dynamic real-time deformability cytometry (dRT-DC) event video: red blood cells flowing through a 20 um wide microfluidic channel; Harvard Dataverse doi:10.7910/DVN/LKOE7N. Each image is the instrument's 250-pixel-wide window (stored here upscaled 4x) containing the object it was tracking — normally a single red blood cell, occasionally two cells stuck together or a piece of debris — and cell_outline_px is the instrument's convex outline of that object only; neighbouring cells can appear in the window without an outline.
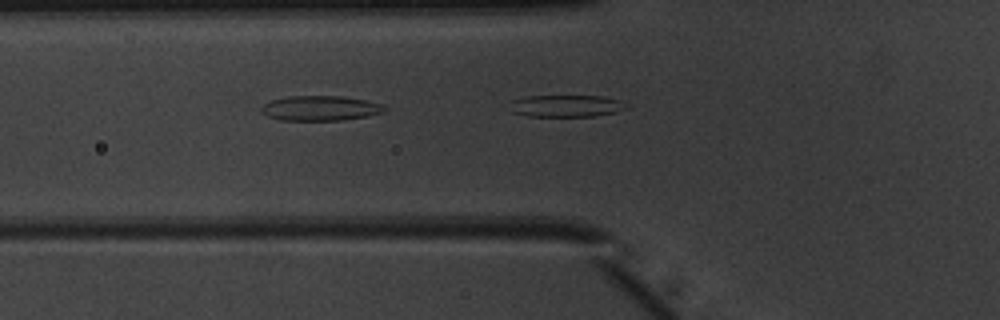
{"species": "common noctule bat (a hibernating species)", "species_latin": "Nyctalus noctula", "temperature_condition": "warm", "stored_images_in_passage": 5, "camera_frame_rate_fps": 3000, "um_per_image_px": 0.085, "animal": {"sex": "male", "body_mass_g": 20.1, "forearm_length_mm": 53.5}, "frame": {"image": 1, "passage_image": 5, "time_ms": 1.333, "image_size_px": [1000, 320], "cell_outline_px": [[628, 108], [616, 112], [596, 116], [528, 116], [512, 112], [512, 100], [524, 96], [604, 96], [624, 100]], "centroid_in_image_um": [48.2, 8.99], "position_along_channel_um": 77.6, "area_um2": 15.03}}